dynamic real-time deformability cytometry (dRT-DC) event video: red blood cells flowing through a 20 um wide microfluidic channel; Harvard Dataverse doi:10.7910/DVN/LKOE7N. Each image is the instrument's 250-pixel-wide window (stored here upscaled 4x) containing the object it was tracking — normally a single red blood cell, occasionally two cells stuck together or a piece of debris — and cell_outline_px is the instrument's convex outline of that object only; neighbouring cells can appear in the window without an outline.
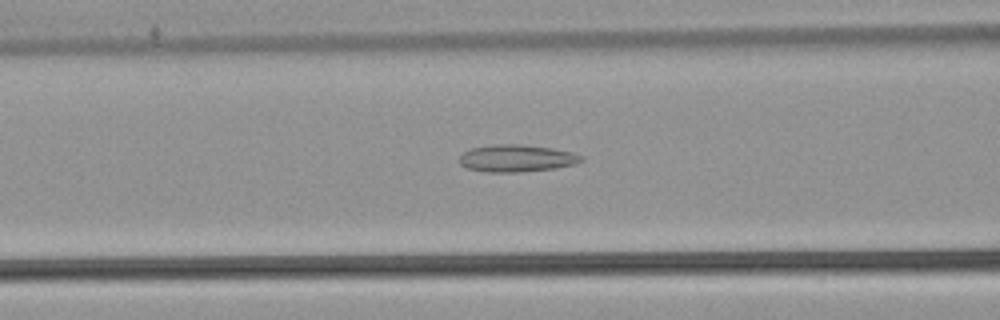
{"species": "common noctule bat (a hibernating species)", "species_latin": "Nyctalus noctula", "temperature_condition": "warm", "stored_images_in_passage": 43, "camera_frame_rate_fps": 3000, "um_per_image_px": 0.085, "animal": {"sex": "male", "body_mass_g": 21.5, "forearm_length_mm": 52.0}, "frame": {"image": 1, "passage_image": 22, "time_ms": 7.0, "image_size_px": [1000, 320], "cell_outline_px": [[584, 160], [576, 164], [556, 168], [520, 172], [488, 172], [468, 168], [460, 164], [460, 156], [464, 152], [472, 148], [492, 144], [520, 144], [552, 148], [572, 152], [584, 156]], "centroid_in_image_um": [43.95, 13.45], "position_along_channel_um": 122.6, "area_um2": 19.36}}
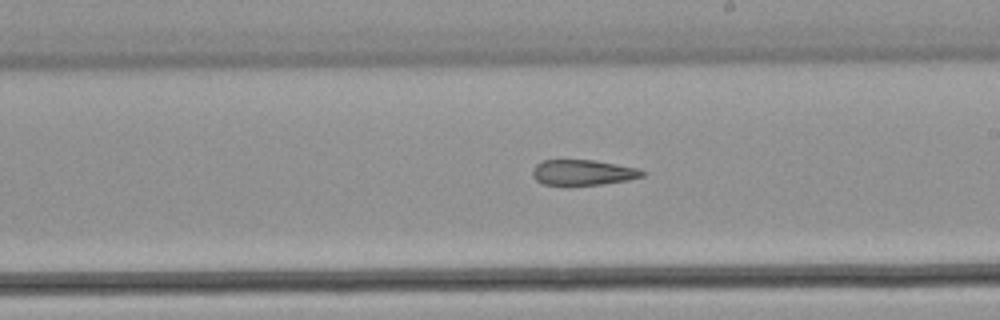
{"frame": {"image": 2, "passage_image": 31, "time_ms": 10.0, "image_size_px": [1000, 320], "cell_outline_px": [[648, 172], [644, 176], [628, 180], [600, 184], [544, 184], [536, 180], [532, 176], [532, 168], [536, 164], [544, 160], [592, 160], [640, 168]], "centroid_in_image_um": [49.59, 14.64], "position_along_channel_um": 239.4, "area_um2": 16.18}}
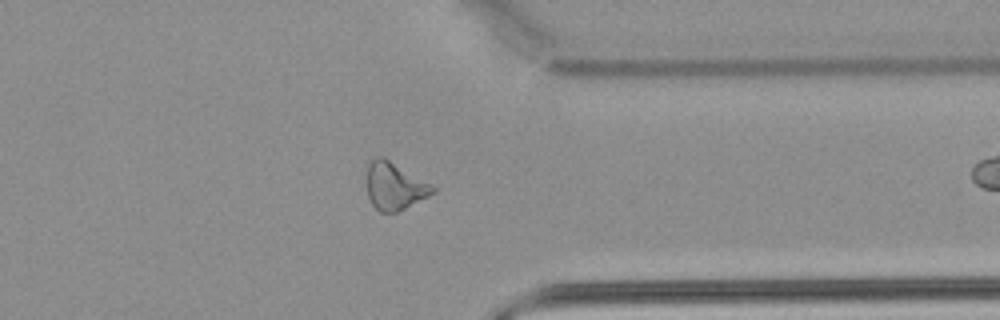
{"frame": {"image": 3, "passage_image": 42, "time_ms": 13.667, "image_size_px": [1000, 320], "cell_outline_px": [[436, 192], [396, 212], [380, 212], [372, 204], [368, 196], [368, 164], [376, 156], [384, 156], [436, 188]], "centroid_in_image_um": [33.52, 15.81], "position_along_channel_um": 377.9, "area_um2": 17.8}}